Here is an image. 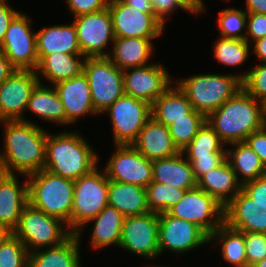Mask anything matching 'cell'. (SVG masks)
Returning <instances> with one entry per match:
<instances>
[{"mask_svg": "<svg viewBox=\"0 0 266 267\" xmlns=\"http://www.w3.org/2000/svg\"><path fill=\"white\" fill-rule=\"evenodd\" d=\"M246 41L254 42L266 36V14L247 13ZM252 39V40H251Z\"/></svg>", "mask_w": 266, "mask_h": 267, "instance_id": "45", "label": "cell"}, {"mask_svg": "<svg viewBox=\"0 0 266 267\" xmlns=\"http://www.w3.org/2000/svg\"><path fill=\"white\" fill-rule=\"evenodd\" d=\"M36 51L39 62L55 52L82 54L77 40V31L71 24L44 27L36 32Z\"/></svg>", "mask_w": 266, "mask_h": 267, "instance_id": "23", "label": "cell"}, {"mask_svg": "<svg viewBox=\"0 0 266 267\" xmlns=\"http://www.w3.org/2000/svg\"><path fill=\"white\" fill-rule=\"evenodd\" d=\"M29 252L13 233L0 246V267H27Z\"/></svg>", "mask_w": 266, "mask_h": 267, "instance_id": "40", "label": "cell"}, {"mask_svg": "<svg viewBox=\"0 0 266 267\" xmlns=\"http://www.w3.org/2000/svg\"><path fill=\"white\" fill-rule=\"evenodd\" d=\"M201 1V12L205 11V6H204V2L203 0H200ZM226 1H229V0H226Z\"/></svg>", "mask_w": 266, "mask_h": 267, "instance_id": "57", "label": "cell"}, {"mask_svg": "<svg viewBox=\"0 0 266 267\" xmlns=\"http://www.w3.org/2000/svg\"><path fill=\"white\" fill-rule=\"evenodd\" d=\"M224 145L214 129L206 121L182 153L186 159H198V157L210 156L218 151H226V147L223 149Z\"/></svg>", "mask_w": 266, "mask_h": 267, "instance_id": "36", "label": "cell"}, {"mask_svg": "<svg viewBox=\"0 0 266 267\" xmlns=\"http://www.w3.org/2000/svg\"><path fill=\"white\" fill-rule=\"evenodd\" d=\"M186 191L152 181L146 187L149 211L158 214L168 212L183 198Z\"/></svg>", "mask_w": 266, "mask_h": 267, "instance_id": "35", "label": "cell"}, {"mask_svg": "<svg viewBox=\"0 0 266 267\" xmlns=\"http://www.w3.org/2000/svg\"><path fill=\"white\" fill-rule=\"evenodd\" d=\"M64 224L66 225L60 219L49 216L28 203L12 233L24 243L30 253L41 247H54L66 241L73 232Z\"/></svg>", "mask_w": 266, "mask_h": 267, "instance_id": "7", "label": "cell"}, {"mask_svg": "<svg viewBox=\"0 0 266 267\" xmlns=\"http://www.w3.org/2000/svg\"><path fill=\"white\" fill-rule=\"evenodd\" d=\"M83 73L87 77L94 110L98 115L124 94L123 70L108 57H86Z\"/></svg>", "mask_w": 266, "mask_h": 267, "instance_id": "8", "label": "cell"}, {"mask_svg": "<svg viewBox=\"0 0 266 267\" xmlns=\"http://www.w3.org/2000/svg\"><path fill=\"white\" fill-rule=\"evenodd\" d=\"M3 173L2 166H1V161H0V175Z\"/></svg>", "mask_w": 266, "mask_h": 267, "instance_id": "58", "label": "cell"}, {"mask_svg": "<svg viewBox=\"0 0 266 267\" xmlns=\"http://www.w3.org/2000/svg\"><path fill=\"white\" fill-rule=\"evenodd\" d=\"M231 145L235 150L226 149V160L242 185L259 178L266 172V167L259 156L244 141Z\"/></svg>", "mask_w": 266, "mask_h": 267, "instance_id": "33", "label": "cell"}, {"mask_svg": "<svg viewBox=\"0 0 266 267\" xmlns=\"http://www.w3.org/2000/svg\"><path fill=\"white\" fill-rule=\"evenodd\" d=\"M4 147L0 152L3 173L27 176L44 169L48 131L32 121H3Z\"/></svg>", "mask_w": 266, "mask_h": 267, "instance_id": "1", "label": "cell"}, {"mask_svg": "<svg viewBox=\"0 0 266 267\" xmlns=\"http://www.w3.org/2000/svg\"><path fill=\"white\" fill-rule=\"evenodd\" d=\"M250 52V44L246 40L219 37L214 44V56L224 66L243 65Z\"/></svg>", "mask_w": 266, "mask_h": 267, "instance_id": "37", "label": "cell"}, {"mask_svg": "<svg viewBox=\"0 0 266 267\" xmlns=\"http://www.w3.org/2000/svg\"><path fill=\"white\" fill-rule=\"evenodd\" d=\"M197 187L214 197L224 207L242 190V184L227 160L202 175L197 180Z\"/></svg>", "mask_w": 266, "mask_h": 267, "instance_id": "25", "label": "cell"}, {"mask_svg": "<svg viewBox=\"0 0 266 267\" xmlns=\"http://www.w3.org/2000/svg\"><path fill=\"white\" fill-rule=\"evenodd\" d=\"M18 13L19 11L14 10L8 1L0 2V45L4 40L10 22Z\"/></svg>", "mask_w": 266, "mask_h": 267, "instance_id": "49", "label": "cell"}, {"mask_svg": "<svg viewBox=\"0 0 266 267\" xmlns=\"http://www.w3.org/2000/svg\"><path fill=\"white\" fill-rule=\"evenodd\" d=\"M126 5L131 6L145 13H154L150 0H122Z\"/></svg>", "mask_w": 266, "mask_h": 267, "instance_id": "51", "label": "cell"}, {"mask_svg": "<svg viewBox=\"0 0 266 267\" xmlns=\"http://www.w3.org/2000/svg\"><path fill=\"white\" fill-rule=\"evenodd\" d=\"M28 203L49 216L60 219L70 229L74 181L45 169L26 176Z\"/></svg>", "mask_w": 266, "mask_h": 267, "instance_id": "4", "label": "cell"}, {"mask_svg": "<svg viewBox=\"0 0 266 267\" xmlns=\"http://www.w3.org/2000/svg\"><path fill=\"white\" fill-rule=\"evenodd\" d=\"M182 8L183 11L194 13L196 15L201 13L200 0H175Z\"/></svg>", "mask_w": 266, "mask_h": 267, "instance_id": "52", "label": "cell"}, {"mask_svg": "<svg viewBox=\"0 0 266 267\" xmlns=\"http://www.w3.org/2000/svg\"><path fill=\"white\" fill-rule=\"evenodd\" d=\"M247 13L266 14V0H245Z\"/></svg>", "mask_w": 266, "mask_h": 267, "instance_id": "53", "label": "cell"}, {"mask_svg": "<svg viewBox=\"0 0 266 267\" xmlns=\"http://www.w3.org/2000/svg\"><path fill=\"white\" fill-rule=\"evenodd\" d=\"M108 206L114 207L124 217L150 212L146 188L111 180L108 188Z\"/></svg>", "mask_w": 266, "mask_h": 267, "instance_id": "29", "label": "cell"}, {"mask_svg": "<svg viewBox=\"0 0 266 267\" xmlns=\"http://www.w3.org/2000/svg\"><path fill=\"white\" fill-rule=\"evenodd\" d=\"M108 10L115 37L154 39L164 32V25L154 13L139 11L122 0H111Z\"/></svg>", "mask_w": 266, "mask_h": 267, "instance_id": "15", "label": "cell"}, {"mask_svg": "<svg viewBox=\"0 0 266 267\" xmlns=\"http://www.w3.org/2000/svg\"><path fill=\"white\" fill-rule=\"evenodd\" d=\"M79 241L73 233L60 245L30 252L27 267H81Z\"/></svg>", "mask_w": 266, "mask_h": 267, "instance_id": "26", "label": "cell"}, {"mask_svg": "<svg viewBox=\"0 0 266 267\" xmlns=\"http://www.w3.org/2000/svg\"><path fill=\"white\" fill-rule=\"evenodd\" d=\"M152 181L168 184L178 189L189 190L197 187V180L189 161L182 152L152 163Z\"/></svg>", "mask_w": 266, "mask_h": 267, "instance_id": "24", "label": "cell"}, {"mask_svg": "<svg viewBox=\"0 0 266 267\" xmlns=\"http://www.w3.org/2000/svg\"><path fill=\"white\" fill-rule=\"evenodd\" d=\"M206 121L224 144L242 142L266 125L265 105L241 88Z\"/></svg>", "mask_w": 266, "mask_h": 267, "instance_id": "2", "label": "cell"}, {"mask_svg": "<svg viewBox=\"0 0 266 267\" xmlns=\"http://www.w3.org/2000/svg\"><path fill=\"white\" fill-rule=\"evenodd\" d=\"M205 122L206 117L193 110L188 115V119L177 120L169 126L170 135L180 152L191 143Z\"/></svg>", "mask_w": 266, "mask_h": 267, "instance_id": "38", "label": "cell"}, {"mask_svg": "<svg viewBox=\"0 0 266 267\" xmlns=\"http://www.w3.org/2000/svg\"><path fill=\"white\" fill-rule=\"evenodd\" d=\"M95 168L74 181V199L70 218V230L81 235L87 222L108 206L110 180L105 171Z\"/></svg>", "mask_w": 266, "mask_h": 267, "instance_id": "6", "label": "cell"}, {"mask_svg": "<svg viewBox=\"0 0 266 267\" xmlns=\"http://www.w3.org/2000/svg\"><path fill=\"white\" fill-rule=\"evenodd\" d=\"M253 53L261 63H266V36L253 42Z\"/></svg>", "mask_w": 266, "mask_h": 267, "instance_id": "54", "label": "cell"}, {"mask_svg": "<svg viewBox=\"0 0 266 267\" xmlns=\"http://www.w3.org/2000/svg\"><path fill=\"white\" fill-rule=\"evenodd\" d=\"M260 158L266 167V125L252 132L244 141Z\"/></svg>", "mask_w": 266, "mask_h": 267, "instance_id": "47", "label": "cell"}, {"mask_svg": "<svg viewBox=\"0 0 266 267\" xmlns=\"http://www.w3.org/2000/svg\"><path fill=\"white\" fill-rule=\"evenodd\" d=\"M39 82L36 71L16 70L0 84V118L2 121H30L25 119L24 114L31 93Z\"/></svg>", "mask_w": 266, "mask_h": 267, "instance_id": "17", "label": "cell"}, {"mask_svg": "<svg viewBox=\"0 0 266 267\" xmlns=\"http://www.w3.org/2000/svg\"><path fill=\"white\" fill-rule=\"evenodd\" d=\"M168 213L198 225L209 236L224 223V206L199 187L187 190Z\"/></svg>", "mask_w": 266, "mask_h": 267, "instance_id": "10", "label": "cell"}, {"mask_svg": "<svg viewBox=\"0 0 266 267\" xmlns=\"http://www.w3.org/2000/svg\"><path fill=\"white\" fill-rule=\"evenodd\" d=\"M132 146L151 161L169 158L180 152L173 142L169 127L152 117L141 129Z\"/></svg>", "mask_w": 266, "mask_h": 267, "instance_id": "22", "label": "cell"}, {"mask_svg": "<svg viewBox=\"0 0 266 267\" xmlns=\"http://www.w3.org/2000/svg\"><path fill=\"white\" fill-rule=\"evenodd\" d=\"M108 58L120 69L143 67L153 55L152 39L115 37Z\"/></svg>", "mask_w": 266, "mask_h": 267, "instance_id": "27", "label": "cell"}, {"mask_svg": "<svg viewBox=\"0 0 266 267\" xmlns=\"http://www.w3.org/2000/svg\"><path fill=\"white\" fill-rule=\"evenodd\" d=\"M251 267H266V258L262 259L261 261L255 263Z\"/></svg>", "mask_w": 266, "mask_h": 267, "instance_id": "56", "label": "cell"}, {"mask_svg": "<svg viewBox=\"0 0 266 267\" xmlns=\"http://www.w3.org/2000/svg\"><path fill=\"white\" fill-rule=\"evenodd\" d=\"M31 20L19 12L10 22L0 49L17 70L36 71L39 59L36 51V33Z\"/></svg>", "mask_w": 266, "mask_h": 267, "instance_id": "11", "label": "cell"}, {"mask_svg": "<svg viewBox=\"0 0 266 267\" xmlns=\"http://www.w3.org/2000/svg\"><path fill=\"white\" fill-rule=\"evenodd\" d=\"M186 94L176 84H172L151 104V117L165 126L180 119H188L193 111Z\"/></svg>", "mask_w": 266, "mask_h": 267, "instance_id": "28", "label": "cell"}, {"mask_svg": "<svg viewBox=\"0 0 266 267\" xmlns=\"http://www.w3.org/2000/svg\"><path fill=\"white\" fill-rule=\"evenodd\" d=\"M14 174L0 175V225L13 232L28 204V182L18 183Z\"/></svg>", "mask_w": 266, "mask_h": 267, "instance_id": "21", "label": "cell"}, {"mask_svg": "<svg viewBox=\"0 0 266 267\" xmlns=\"http://www.w3.org/2000/svg\"><path fill=\"white\" fill-rule=\"evenodd\" d=\"M193 168L194 176L198 180L202 175L217 168L226 161V151H218L210 156L187 159Z\"/></svg>", "mask_w": 266, "mask_h": 267, "instance_id": "43", "label": "cell"}, {"mask_svg": "<svg viewBox=\"0 0 266 267\" xmlns=\"http://www.w3.org/2000/svg\"><path fill=\"white\" fill-rule=\"evenodd\" d=\"M159 251L186 253L210 243V236L198 225L173 217L168 212L159 213Z\"/></svg>", "mask_w": 266, "mask_h": 267, "instance_id": "16", "label": "cell"}, {"mask_svg": "<svg viewBox=\"0 0 266 267\" xmlns=\"http://www.w3.org/2000/svg\"><path fill=\"white\" fill-rule=\"evenodd\" d=\"M111 156L103 169L109 180L135 184L144 188L152 182L153 161L138 152L132 145H115V152Z\"/></svg>", "mask_w": 266, "mask_h": 267, "instance_id": "14", "label": "cell"}, {"mask_svg": "<svg viewBox=\"0 0 266 267\" xmlns=\"http://www.w3.org/2000/svg\"><path fill=\"white\" fill-rule=\"evenodd\" d=\"M242 190L256 203L266 204V172L259 178L244 183Z\"/></svg>", "mask_w": 266, "mask_h": 267, "instance_id": "46", "label": "cell"}, {"mask_svg": "<svg viewBox=\"0 0 266 267\" xmlns=\"http://www.w3.org/2000/svg\"><path fill=\"white\" fill-rule=\"evenodd\" d=\"M11 234L12 232L8 228L0 225V246Z\"/></svg>", "mask_w": 266, "mask_h": 267, "instance_id": "55", "label": "cell"}, {"mask_svg": "<svg viewBox=\"0 0 266 267\" xmlns=\"http://www.w3.org/2000/svg\"><path fill=\"white\" fill-rule=\"evenodd\" d=\"M68 10L72 12L74 17L94 13L108 8L111 0H66Z\"/></svg>", "mask_w": 266, "mask_h": 267, "instance_id": "44", "label": "cell"}, {"mask_svg": "<svg viewBox=\"0 0 266 267\" xmlns=\"http://www.w3.org/2000/svg\"><path fill=\"white\" fill-rule=\"evenodd\" d=\"M98 156L78 132L50 135L46 142L44 169L75 181L97 168Z\"/></svg>", "mask_w": 266, "mask_h": 267, "instance_id": "3", "label": "cell"}, {"mask_svg": "<svg viewBox=\"0 0 266 267\" xmlns=\"http://www.w3.org/2000/svg\"><path fill=\"white\" fill-rule=\"evenodd\" d=\"M218 27L223 38L246 40V33H242L247 27V12L241 9L227 8L218 16Z\"/></svg>", "mask_w": 266, "mask_h": 267, "instance_id": "39", "label": "cell"}, {"mask_svg": "<svg viewBox=\"0 0 266 267\" xmlns=\"http://www.w3.org/2000/svg\"><path fill=\"white\" fill-rule=\"evenodd\" d=\"M17 69L9 62L4 52L0 49V84L11 76Z\"/></svg>", "mask_w": 266, "mask_h": 267, "instance_id": "50", "label": "cell"}, {"mask_svg": "<svg viewBox=\"0 0 266 267\" xmlns=\"http://www.w3.org/2000/svg\"><path fill=\"white\" fill-rule=\"evenodd\" d=\"M245 251L247 267L266 258V234L265 233H245Z\"/></svg>", "mask_w": 266, "mask_h": 267, "instance_id": "42", "label": "cell"}, {"mask_svg": "<svg viewBox=\"0 0 266 267\" xmlns=\"http://www.w3.org/2000/svg\"><path fill=\"white\" fill-rule=\"evenodd\" d=\"M152 3L154 15L165 26L166 18L176 9H183L175 0H150Z\"/></svg>", "mask_w": 266, "mask_h": 267, "instance_id": "48", "label": "cell"}, {"mask_svg": "<svg viewBox=\"0 0 266 267\" xmlns=\"http://www.w3.org/2000/svg\"><path fill=\"white\" fill-rule=\"evenodd\" d=\"M158 213L124 217L119 247L149 259L160 255Z\"/></svg>", "mask_w": 266, "mask_h": 267, "instance_id": "12", "label": "cell"}, {"mask_svg": "<svg viewBox=\"0 0 266 267\" xmlns=\"http://www.w3.org/2000/svg\"><path fill=\"white\" fill-rule=\"evenodd\" d=\"M175 82L186 94L193 109L206 118L243 88L242 79L237 74L227 73L197 74Z\"/></svg>", "mask_w": 266, "mask_h": 267, "instance_id": "5", "label": "cell"}, {"mask_svg": "<svg viewBox=\"0 0 266 267\" xmlns=\"http://www.w3.org/2000/svg\"><path fill=\"white\" fill-rule=\"evenodd\" d=\"M216 240L222 243L221 255L226 262L234 267H247L244 232L232 229L223 223L210 235V242Z\"/></svg>", "mask_w": 266, "mask_h": 267, "instance_id": "34", "label": "cell"}, {"mask_svg": "<svg viewBox=\"0 0 266 267\" xmlns=\"http://www.w3.org/2000/svg\"><path fill=\"white\" fill-rule=\"evenodd\" d=\"M66 113V125L75 123L86 114L98 115L91 99L87 77L80 75L53 85Z\"/></svg>", "mask_w": 266, "mask_h": 267, "instance_id": "20", "label": "cell"}, {"mask_svg": "<svg viewBox=\"0 0 266 267\" xmlns=\"http://www.w3.org/2000/svg\"><path fill=\"white\" fill-rule=\"evenodd\" d=\"M166 69L150 63L123 70L124 93L152 104L171 85L172 77Z\"/></svg>", "mask_w": 266, "mask_h": 267, "instance_id": "18", "label": "cell"}, {"mask_svg": "<svg viewBox=\"0 0 266 267\" xmlns=\"http://www.w3.org/2000/svg\"><path fill=\"white\" fill-rule=\"evenodd\" d=\"M40 81L33 89L26 111L29 110L39 118L55 124L66 125L64 106L53 85L45 86Z\"/></svg>", "mask_w": 266, "mask_h": 267, "instance_id": "31", "label": "cell"}, {"mask_svg": "<svg viewBox=\"0 0 266 267\" xmlns=\"http://www.w3.org/2000/svg\"><path fill=\"white\" fill-rule=\"evenodd\" d=\"M224 223L240 232L266 234V204L256 203L241 190L224 207Z\"/></svg>", "mask_w": 266, "mask_h": 267, "instance_id": "19", "label": "cell"}, {"mask_svg": "<svg viewBox=\"0 0 266 267\" xmlns=\"http://www.w3.org/2000/svg\"><path fill=\"white\" fill-rule=\"evenodd\" d=\"M124 216L114 207L106 206L100 214L87 223L94 222L91 231L92 247L101 249L111 245L119 246Z\"/></svg>", "mask_w": 266, "mask_h": 267, "instance_id": "32", "label": "cell"}, {"mask_svg": "<svg viewBox=\"0 0 266 267\" xmlns=\"http://www.w3.org/2000/svg\"><path fill=\"white\" fill-rule=\"evenodd\" d=\"M77 40L82 55L86 57H108L104 51L108 42L115 40L113 23L108 8L74 17Z\"/></svg>", "mask_w": 266, "mask_h": 267, "instance_id": "13", "label": "cell"}, {"mask_svg": "<svg viewBox=\"0 0 266 267\" xmlns=\"http://www.w3.org/2000/svg\"><path fill=\"white\" fill-rule=\"evenodd\" d=\"M84 61L85 57L82 54L55 52L46 55L39 62L36 74L39 75V81L41 80V74V77H44L46 81L54 85L80 75L83 72Z\"/></svg>", "mask_w": 266, "mask_h": 267, "instance_id": "30", "label": "cell"}, {"mask_svg": "<svg viewBox=\"0 0 266 267\" xmlns=\"http://www.w3.org/2000/svg\"><path fill=\"white\" fill-rule=\"evenodd\" d=\"M105 112L111 119L115 145H132L151 118V104L124 93Z\"/></svg>", "mask_w": 266, "mask_h": 267, "instance_id": "9", "label": "cell"}, {"mask_svg": "<svg viewBox=\"0 0 266 267\" xmlns=\"http://www.w3.org/2000/svg\"><path fill=\"white\" fill-rule=\"evenodd\" d=\"M243 88L259 102L266 104V63L255 65L248 72L238 73Z\"/></svg>", "mask_w": 266, "mask_h": 267, "instance_id": "41", "label": "cell"}]
</instances>
